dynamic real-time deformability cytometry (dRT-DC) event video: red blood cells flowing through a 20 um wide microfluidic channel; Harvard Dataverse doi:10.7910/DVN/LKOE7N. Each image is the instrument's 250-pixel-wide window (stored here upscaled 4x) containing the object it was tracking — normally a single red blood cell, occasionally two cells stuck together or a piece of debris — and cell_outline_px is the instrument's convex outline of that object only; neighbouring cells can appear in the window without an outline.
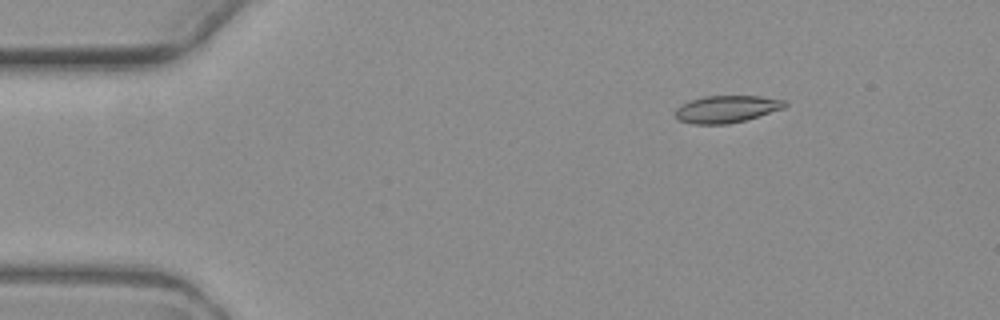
{"species": "common noctule bat (a hibernating species)", "species_latin": "Nyctalus noctula", "temperature_condition": "warm", "stored_images_in_passage": 6, "camera_frame_rate_fps": 3000, "um_per_image_px": 0.085, "animal": {"sex": "female", "body_mass_g": 19.3, "forearm_length_mm": 54.1}, "frame": {"image": 1, "passage_image": 3, "time_ms": 2.333, "image_size_px": [1000, 320], "cell_outline_px": [[788, 104], [784, 108], [744, 120], [728, 124], [692, 124], [676, 120], [676, 108], [680, 104], [704, 96], [760, 96], [788, 100]], "centroid_in_image_um": [61.76, 9.27], "position_along_channel_um": 23.2, "area_um2": 17.4}}
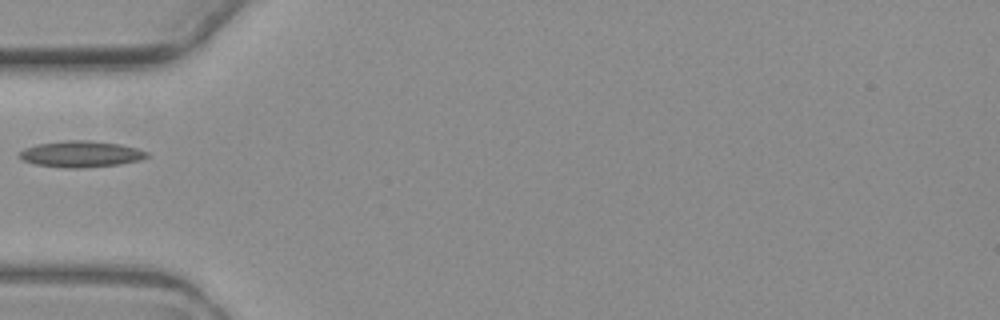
{"frame": {"image": 2, "passage_image": 6, "time_ms": 6.0, "image_size_px": [1000, 320], "cell_outline_px": [[148, 156], [140, 160], [120, 164], [84, 168], [68, 168], [36, 164], [24, 160], [16, 156], [24, 148], [36, 144], [68, 140], [88, 140], [120, 144], [136, 148], [148, 152]], "centroid_in_image_um": [6.87, 13.09], "position_along_channel_um": 78.1, "area_um2": 19.48}}